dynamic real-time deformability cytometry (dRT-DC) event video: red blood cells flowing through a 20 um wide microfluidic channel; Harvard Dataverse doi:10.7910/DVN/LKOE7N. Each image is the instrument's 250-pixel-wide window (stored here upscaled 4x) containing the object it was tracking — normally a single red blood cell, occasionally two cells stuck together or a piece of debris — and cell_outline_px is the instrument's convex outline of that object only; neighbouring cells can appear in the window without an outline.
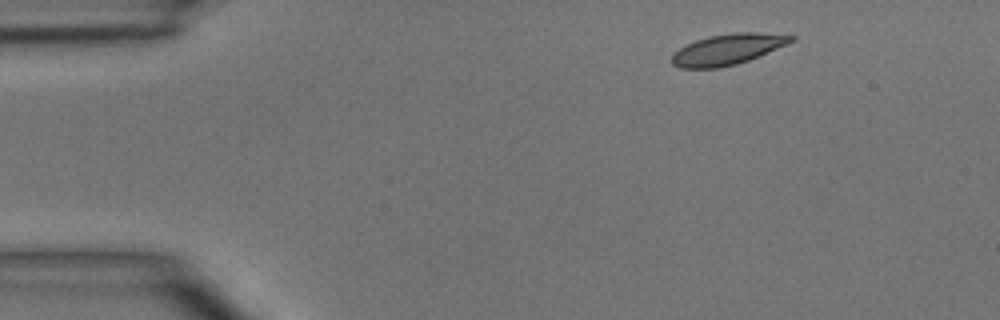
{"species": "common noctule bat (a hibernating species)", "species_latin": "Nyctalus noctula", "temperature_condition": "room temperature", "stored_images_in_passage": 4, "segment_of_instrument_passage": [2, 2], "camera_frame_rate_fps": 3000, "um_per_image_px": 0.085, "animal": {"sex": "male", "body_mass_g": 15.6}, "frame": {"image": 1, "passage_image": 4, "time_ms": 3.667, "image_size_px": [1000, 320], "cell_outline_px": [[796, 40], [788, 44], [748, 60], [736, 64], [720, 68], [680, 68], [672, 64], [672, 52], [696, 40], [708, 36], [732, 32], [756, 32], [796, 36]], "centroid_in_image_um": [61.85, 4.19], "position_along_channel_um": 23.2, "area_um2": 21.39}}